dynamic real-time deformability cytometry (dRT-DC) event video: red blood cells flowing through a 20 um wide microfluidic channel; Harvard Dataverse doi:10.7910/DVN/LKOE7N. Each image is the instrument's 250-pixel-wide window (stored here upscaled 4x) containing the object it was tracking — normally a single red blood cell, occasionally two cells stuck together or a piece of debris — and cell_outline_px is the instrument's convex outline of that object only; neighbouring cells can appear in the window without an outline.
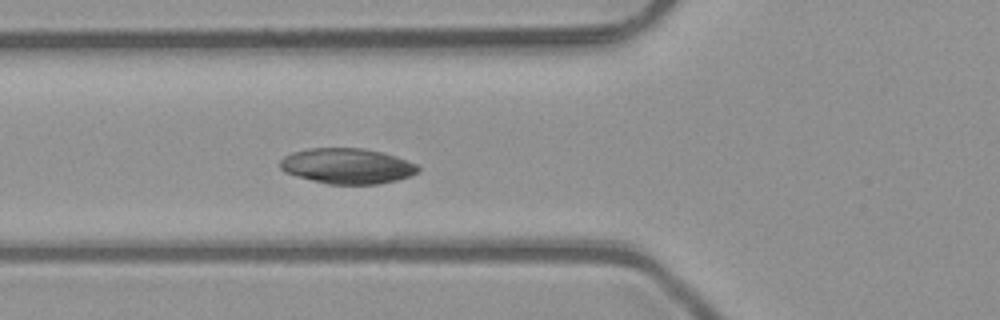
{"species": "common noctule bat (a hibernating species)", "species_latin": "Nyctalus noctula", "temperature_condition": "room temperature", "stored_images_in_passage": 5, "camera_frame_rate_fps": 3000, "um_per_image_px": 0.085, "animal": {"sex": "male", "body_mass_g": 23.1, "forearm_length_mm": 52.7}, "frame": {"image": 1, "passage_image": 5, "time_ms": 1.333, "image_size_px": [1000, 320], "cell_outline_px": [[420, 172], [412, 176], [396, 180], [376, 184], [328, 184], [312, 180], [284, 172], [280, 168], [280, 160], [284, 156], [292, 152], [308, 148], [364, 148], [384, 152], [396, 156], [416, 164], [420, 168]], "centroid_in_image_um": [29.53, 14.1], "position_along_channel_um": 96.3, "area_um2": 28.67}}